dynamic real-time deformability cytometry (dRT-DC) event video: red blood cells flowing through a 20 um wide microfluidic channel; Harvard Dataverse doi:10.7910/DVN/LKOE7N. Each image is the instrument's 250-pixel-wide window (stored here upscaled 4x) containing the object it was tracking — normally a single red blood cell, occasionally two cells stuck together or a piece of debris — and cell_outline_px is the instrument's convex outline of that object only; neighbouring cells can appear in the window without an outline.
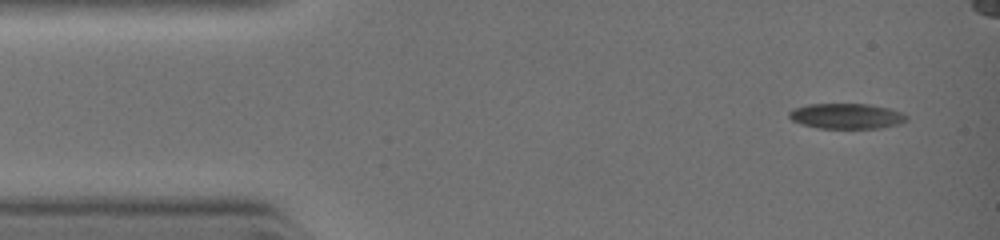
{"species": "common noctule bat (a hibernating species)", "species_latin": "Nyctalus noctula", "temperature_condition": "warm", "stored_images_in_passage": 5, "camera_frame_rate_fps": 3000, "um_per_image_px": 0.085, "animal": {"sex": "female", "body_mass_g": 19.0, "forearm_length_mm": 51.5}, "frame": {"image": 1, "passage_image": 1, "time_ms": 0.0, "image_size_px": [1000, 240], "cell_outline_px": [[908, 120], [900, 124], [880, 128], [816, 128], [800, 124], [792, 120], [788, 116], [788, 112], [792, 108], [808, 104], [868, 104], [888, 108], [900, 112], [908, 116]], "centroid_in_image_um": [71.92, 9.87], "position_along_channel_um": 13.1, "area_um2": 17.51}}